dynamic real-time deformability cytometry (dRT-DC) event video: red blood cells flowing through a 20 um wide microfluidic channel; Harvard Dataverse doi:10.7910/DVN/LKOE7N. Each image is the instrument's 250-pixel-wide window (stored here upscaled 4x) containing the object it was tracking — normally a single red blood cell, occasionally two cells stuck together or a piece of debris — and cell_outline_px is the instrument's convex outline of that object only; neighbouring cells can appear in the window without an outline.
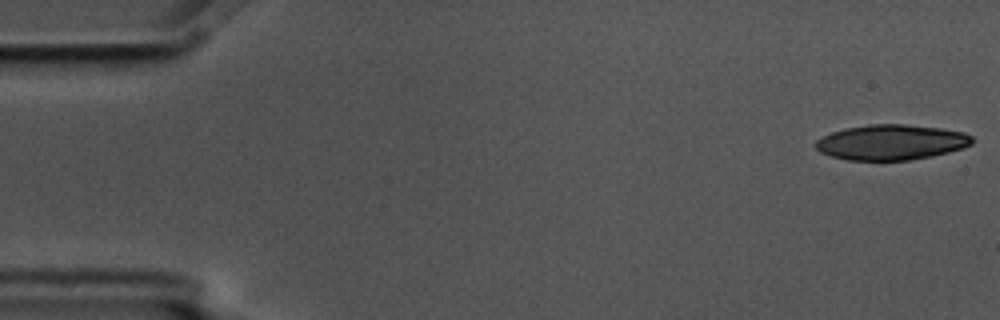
{"species": "common noctule bat (a hibernating species)", "species_latin": "Nyctalus noctula", "temperature_condition": "cold", "stored_images_in_passage": 15, "camera_frame_rate_fps": 3000, "um_per_image_px": 0.085, "animal": {"sex": "male", "body_mass_g": 17.5, "forearm_length_mm": 52.3}, "frame": {"image": 1, "passage_image": 1, "time_ms": 0.0, "image_size_px": [1000, 320], "cell_outline_px": [[972, 144], [964, 148], [932, 156], [908, 160], [848, 160], [832, 156], [820, 152], [816, 148], [816, 140], [832, 132], [844, 128], [868, 124], [904, 124], [940, 128], [964, 132], [972, 136]], "centroid_in_image_um": [75.77, 12.09], "position_along_channel_um": 9.2, "area_um2": 32.14}}
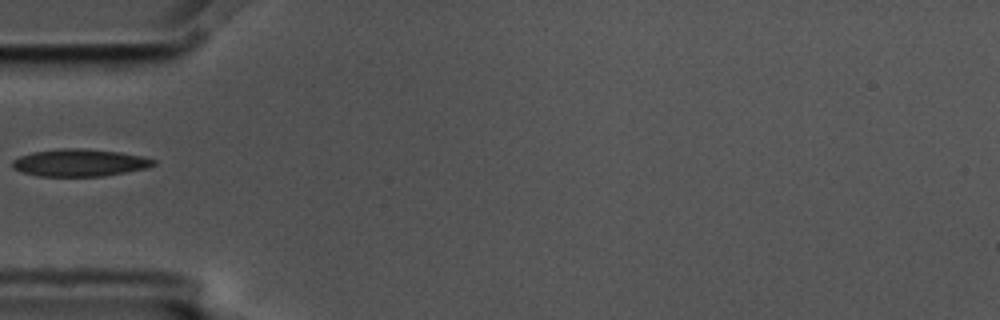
{"frame": {"image": 2, "passage_image": 5, "time_ms": 1.333, "image_size_px": [1000, 320], "cell_outline_px": [[156, 164], [148, 168], [104, 176], [36, 176], [12, 168], [12, 160], [20, 156], [32, 152], [60, 148], [84, 148], [120, 152], [144, 156], [156, 160]], "centroid_in_image_um": [6.8, 13.82], "position_along_channel_um": 78.2, "area_um2": 22.66}}
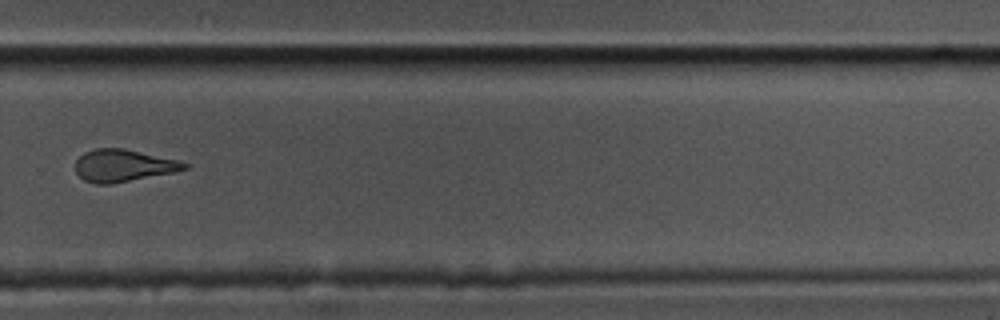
{"frame": {"image": 3, "passage_image": 11, "time_ms": 3.333, "image_size_px": [1000, 320], "cell_outline_px": [[192, 164], [188, 168], [176, 172], [112, 184], [96, 184], [84, 180], [76, 172], [76, 160], [84, 152], [96, 148], [124, 148], [180, 160]], "centroid_in_image_um": [10.54, 14.07], "position_along_channel_um": 319.3, "area_um2": 20.75}}